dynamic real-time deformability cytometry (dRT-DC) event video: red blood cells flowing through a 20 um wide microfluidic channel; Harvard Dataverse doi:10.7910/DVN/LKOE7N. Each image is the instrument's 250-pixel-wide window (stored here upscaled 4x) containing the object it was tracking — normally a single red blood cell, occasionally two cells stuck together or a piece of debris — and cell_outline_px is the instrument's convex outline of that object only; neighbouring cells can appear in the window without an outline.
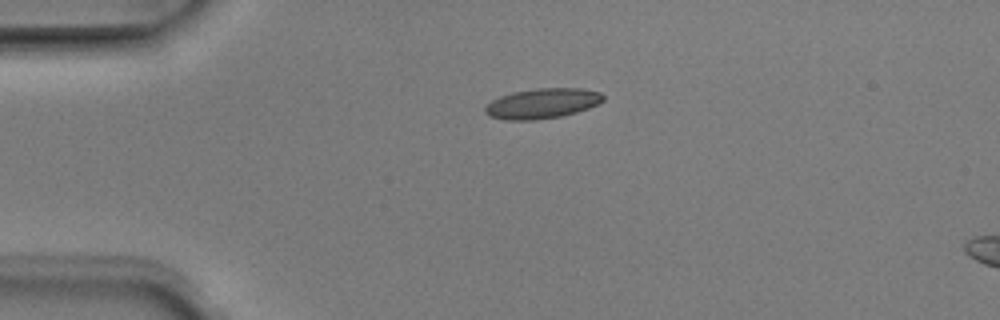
{"species": "Egyptian fruit bat (a non-hibernating species)", "species_latin": "Rousettus aegyptiacus", "temperature_condition": "room temperature", "stored_images_in_passage": 3, "camera_frame_rate_fps": 3000, "um_per_image_px": 0.085, "animal": {"sex": "male"}, "frame": {"image": 1, "passage_image": 1, "time_ms": 0.0, "image_size_px": [1000, 320], "cell_outline_px": [[604, 100], [588, 108], [576, 112], [560, 116], [536, 120], [504, 120], [488, 116], [484, 112], [484, 108], [492, 100], [500, 96], [512, 92], [536, 88], [580, 88], [600, 92], [604, 96]], "centroid_in_image_um": [46.06, 8.79], "position_along_channel_um": 38.9, "area_um2": 20.75}}
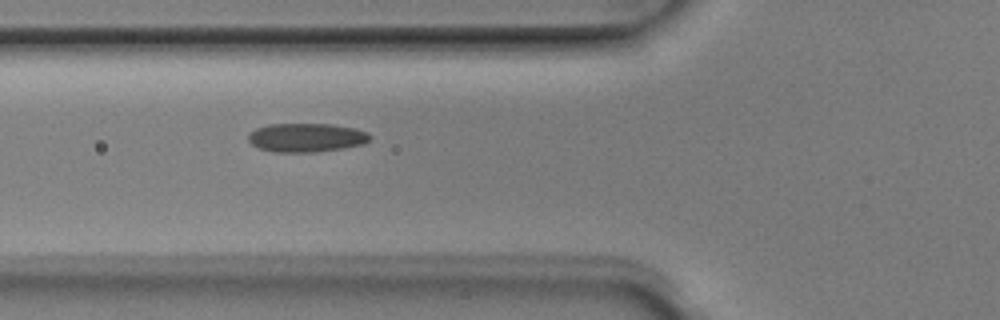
{"frame": {"image": 2, "passage_image": 3, "time_ms": 0.667, "image_size_px": [1000, 320], "cell_outline_px": [[372, 136], [364, 144], [344, 148], [316, 152], [276, 152], [260, 148], [252, 144], [248, 140], [248, 136], [256, 128], [268, 124], [332, 124], [352, 128], [368, 132]], "centroid_in_image_um": [26.06, 11.69], "position_along_channel_um": 99.7, "area_um2": 20.35}}